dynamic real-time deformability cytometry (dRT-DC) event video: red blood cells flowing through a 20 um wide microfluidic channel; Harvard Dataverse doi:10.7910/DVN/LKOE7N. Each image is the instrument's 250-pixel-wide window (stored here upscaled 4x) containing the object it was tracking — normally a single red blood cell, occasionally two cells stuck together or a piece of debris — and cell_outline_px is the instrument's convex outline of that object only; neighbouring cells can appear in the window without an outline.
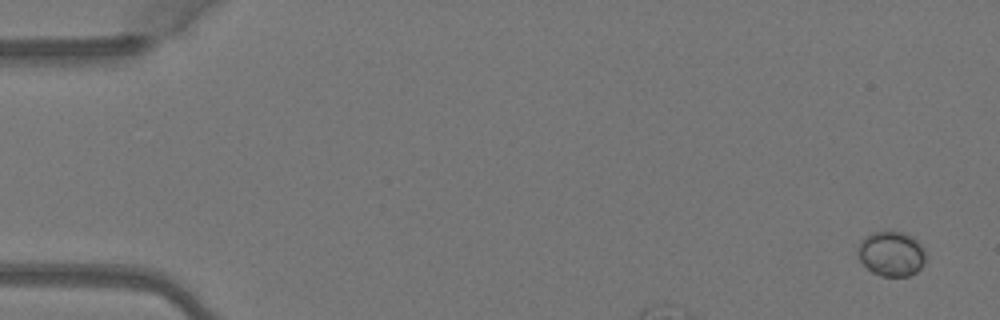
{"species": "Egyptian fruit bat (a non-hibernating species)", "species_latin": "Rousettus aegyptiacus", "temperature_condition": "warm", "stored_images_in_passage": 3, "camera_frame_rate_fps": 3000, "um_per_image_px": 0.085, "animal": {"sex": "female"}, "frame": {"image": 1, "passage_image": 1, "time_ms": 0.0, "image_size_px": [1000, 320], "cell_outline_px": [[924, 264], [916, 272], [908, 276], [880, 276], [872, 272], [860, 260], [860, 240], [864, 236], [872, 232], [904, 232], [912, 236], [924, 248]], "centroid_in_image_um": [75.78, 21.57], "position_along_channel_um": 9.2, "area_um2": 17.51}}
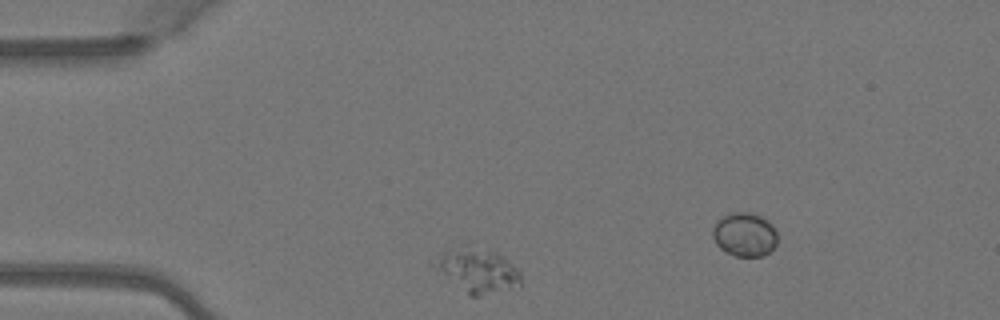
{"frame": {"image": 2, "passage_image": 2, "time_ms": 0.333, "image_size_px": [1000, 320], "cell_outline_px": [[520, 284], [480, 296], [468, 296], [432, 264], [448, 248], [496, 248], [520, 272]], "centroid_in_image_um": [40.62, 22.96], "position_along_channel_um": 44.4, "area_um2": 21.62}}